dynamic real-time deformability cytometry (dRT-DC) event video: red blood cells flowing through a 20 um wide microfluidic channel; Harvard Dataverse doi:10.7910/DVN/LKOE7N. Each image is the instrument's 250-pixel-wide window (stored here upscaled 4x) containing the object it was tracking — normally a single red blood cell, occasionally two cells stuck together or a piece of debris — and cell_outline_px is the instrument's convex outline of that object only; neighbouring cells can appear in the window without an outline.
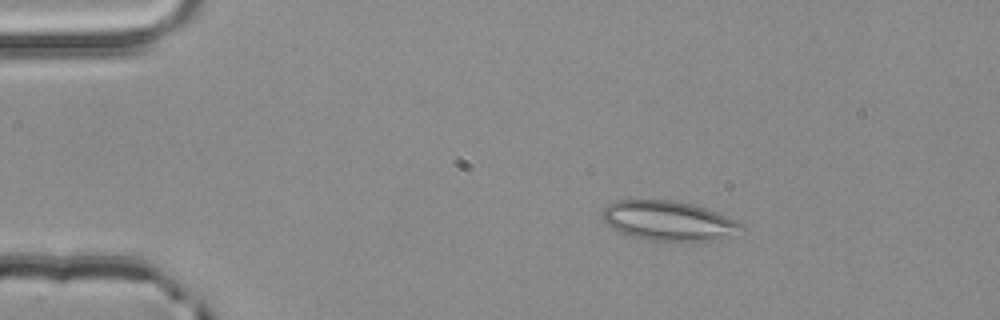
{"species": "common noctule bat (a hibernating species)", "species_latin": "Nyctalus noctula", "temperature_condition": "room temperature", "stored_images_in_passage": 4, "segment_of_instrument_passage": [1, 2], "camera_frame_rate_fps": 3000, "um_per_image_px": 0.085, "animal": {"sex": "male", "body_mass_g": 20.4}, "frame": {"image": 1, "passage_image": 2, "time_ms": 0.333, "image_size_px": [1000, 320], "cell_outline_px": [[744, 228], [720, 240], [684, 244], [664, 244], [640, 240], [620, 232], [612, 228], [604, 220], [604, 208], [608, 204], [616, 200], [672, 200], [692, 204], [708, 208], [740, 220], [744, 224]], "centroid_in_image_um": [56.91, 18.84], "position_along_channel_um": 28.1, "area_um2": 33.64}}